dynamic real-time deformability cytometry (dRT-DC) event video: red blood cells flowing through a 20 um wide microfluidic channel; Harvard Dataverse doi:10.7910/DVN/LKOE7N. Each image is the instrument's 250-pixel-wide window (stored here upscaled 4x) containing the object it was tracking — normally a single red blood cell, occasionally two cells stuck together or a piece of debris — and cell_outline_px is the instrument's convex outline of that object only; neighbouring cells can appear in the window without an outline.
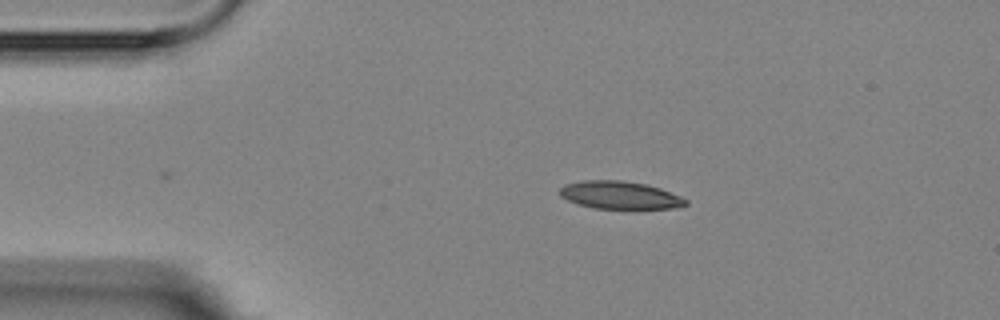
{"species": "Egyptian fruit bat (a non-hibernating species)", "species_latin": "Rousettus aegyptiacus", "temperature_condition": "room temperature", "stored_images_in_passage": 3, "camera_frame_rate_fps": 3000, "um_per_image_px": 0.085, "animal": {"sex": "female"}, "frame": {"image": 1, "passage_image": 3, "time_ms": 2.333, "image_size_px": [1000, 320], "cell_outline_px": [[688, 204], [672, 208], [592, 208], [576, 204], [560, 196], [560, 188], [564, 184], [580, 180], [620, 180], [648, 184], [660, 188], [680, 196], [688, 200]], "centroid_in_image_um": [52.65, 16.57], "position_along_channel_um": 32.3, "area_um2": 20.4}}